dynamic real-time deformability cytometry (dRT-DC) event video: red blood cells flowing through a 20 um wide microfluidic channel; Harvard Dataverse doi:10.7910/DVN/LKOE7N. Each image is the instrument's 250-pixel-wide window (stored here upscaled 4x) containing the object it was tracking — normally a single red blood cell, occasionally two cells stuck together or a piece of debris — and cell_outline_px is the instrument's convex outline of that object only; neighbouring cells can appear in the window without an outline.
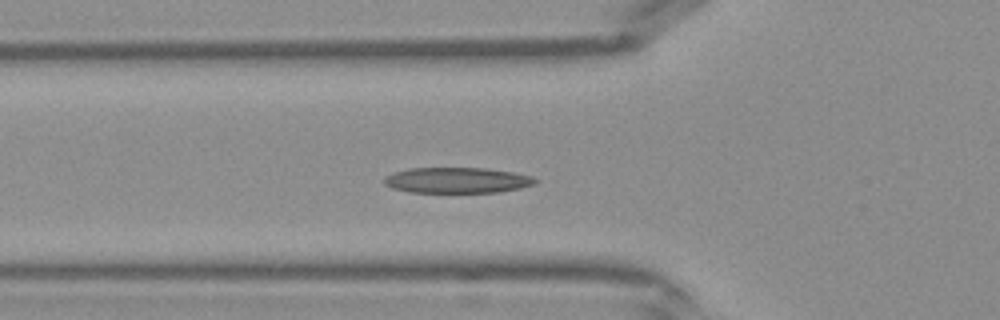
{"species": "Egyptian fruit bat (a non-hibernating species)", "species_latin": "Rousettus aegyptiacus", "temperature_condition": "warm", "stored_images_in_passage": 42, "camera_frame_rate_fps": 3000, "um_per_image_px": 0.085, "frame": {"image": 1, "passage_image": 14, "time_ms": 4.333, "image_size_px": [1000, 320], "cell_outline_px": [[540, 180], [532, 184], [520, 188], [500, 192], [408, 192], [392, 188], [384, 184], [384, 176], [392, 172], [408, 168], [484, 168], [512, 172], [532, 176]], "centroid_in_image_um": [38.81, 15.32], "position_along_channel_um": 87.0, "area_um2": 22.66}}
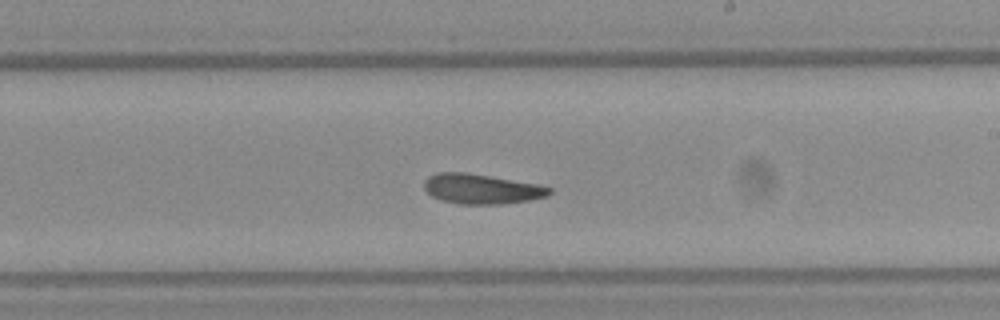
{"frame": {"image": 2, "passage_image": 24, "time_ms": 7.667, "image_size_px": [1000, 320], "cell_outline_px": [[552, 192], [548, 196], [528, 200], [500, 204], [460, 204], [444, 200], [432, 196], [424, 188], [424, 180], [428, 176], [436, 172], [468, 172], [536, 184], [552, 188]], "centroid_in_image_um": [40.91, 16.05], "position_along_channel_um": 248.1, "area_um2": 21.73}}
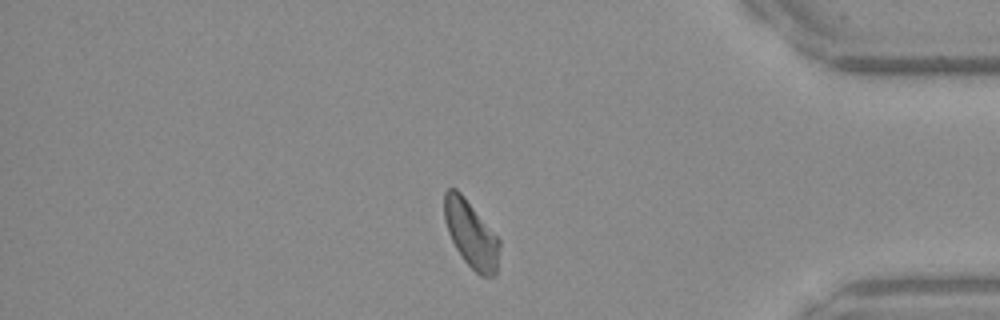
{"frame": {"image": 3, "passage_image": 35, "time_ms": 11.333, "image_size_px": [1000, 320], "cell_outline_px": [[500, 244], [496, 276], [480, 276], [464, 260], [456, 248], [448, 232], [444, 220], [444, 192], [448, 188], [456, 188], [464, 196], [500, 240]], "centroid_in_image_um": [40.03, 19.89], "position_along_channel_um": 395.2, "area_um2": 21.33}}